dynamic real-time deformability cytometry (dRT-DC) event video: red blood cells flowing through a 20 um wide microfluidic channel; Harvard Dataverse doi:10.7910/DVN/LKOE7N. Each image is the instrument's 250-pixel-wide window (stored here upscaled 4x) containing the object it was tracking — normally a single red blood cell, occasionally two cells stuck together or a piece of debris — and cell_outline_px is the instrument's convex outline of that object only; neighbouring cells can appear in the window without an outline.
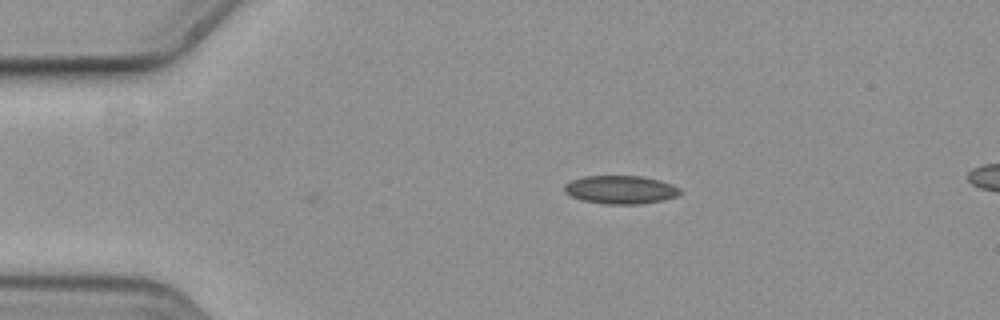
{"species": "common noctule bat (a hibernating species)", "species_latin": "Nyctalus noctula", "temperature_condition": "cold", "stored_images_in_passage": 2, "camera_frame_rate_fps": 3000, "um_per_image_px": 0.085, "animal": {"sex": "female", "body_mass_g": 19.3, "forearm_length_mm": 54.1}, "frame": {"image": 1, "passage_image": 1, "time_ms": 0.0, "image_size_px": [1000, 320], "cell_outline_px": [[680, 192], [676, 196], [664, 200], [640, 204], [604, 204], [584, 200], [572, 196], [564, 192], [564, 184], [572, 180], [584, 176], [640, 176], [660, 180], [672, 184], [680, 188]], "centroid_in_image_um": [52.75, 16.12], "position_along_channel_um": 32.2, "area_um2": 19.02}}